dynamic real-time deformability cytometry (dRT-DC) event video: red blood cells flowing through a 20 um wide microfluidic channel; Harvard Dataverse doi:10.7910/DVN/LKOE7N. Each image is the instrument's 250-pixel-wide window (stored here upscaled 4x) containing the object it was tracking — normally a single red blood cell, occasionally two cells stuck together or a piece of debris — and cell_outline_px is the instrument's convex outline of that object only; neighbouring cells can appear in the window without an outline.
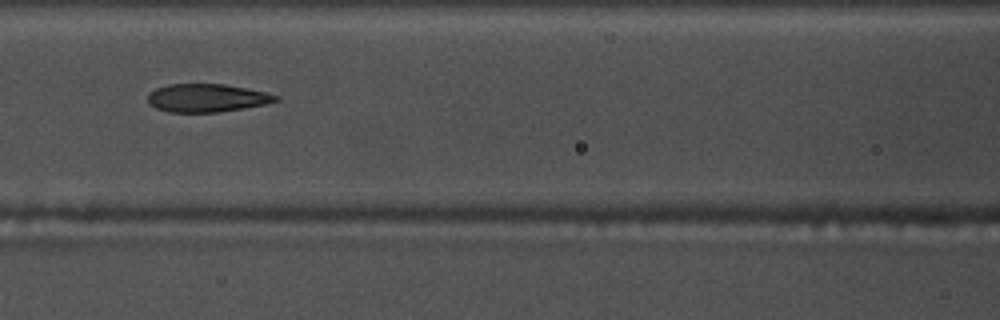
{"species": "common noctule bat (a hibernating species)", "species_latin": "Nyctalus noctula", "temperature_condition": "warm", "stored_images_in_passage": 54, "camera_frame_rate_fps": 3000, "um_per_image_px": 0.085, "animal": {"sex": "male", "body_mass_g": 17.5, "forearm_length_mm": 52.3}, "frame": {"image": 1, "passage_image": 24, "time_ms": 7.667, "image_size_px": [1000, 320], "cell_outline_px": [[280, 100], [264, 104], [244, 108], [220, 112], [168, 112], [156, 108], [148, 100], [148, 92], [156, 88], [168, 84], [224, 84], [264, 92], [280, 96]], "centroid_in_image_um": [17.57, 8.32], "position_along_channel_um": 149.0, "area_um2": 20.87}, "authors_computed_cell_mechanics": {"area_um2": 21.9929, "velocity_mm_per_s": 3.7342, "shape_relaxation_time_tau1_ms": 10.3025, "shape_relaxation_time_tau2_ms": 2.2402, "deformation_change_tau1": 0.2603, "deformation_change_tau2": 0.0992}}